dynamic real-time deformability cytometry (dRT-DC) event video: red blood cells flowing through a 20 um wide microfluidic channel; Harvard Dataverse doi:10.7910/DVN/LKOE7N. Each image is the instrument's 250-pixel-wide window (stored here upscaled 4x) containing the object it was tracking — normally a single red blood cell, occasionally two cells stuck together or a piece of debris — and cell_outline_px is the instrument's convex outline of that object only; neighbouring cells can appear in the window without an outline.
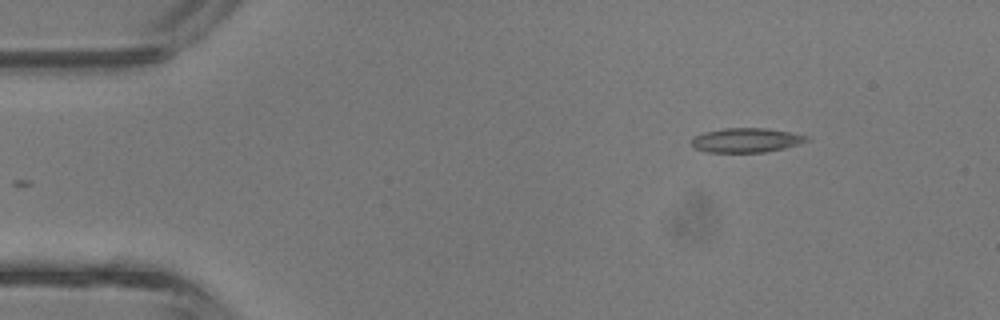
{"species": "common noctule bat (a hibernating species)", "species_latin": "Nyctalus noctula", "temperature_condition": "room temperature", "stored_images_in_passage": 3, "camera_frame_rate_fps": 3000, "um_per_image_px": 0.085, "animal": {"sex": "male", "body_mass_g": 13.3}, "frame": {"image": 1, "passage_image": 3, "time_ms": 0.667, "image_size_px": [1000, 320], "cell_outline_px": [[808, 140], [800, 144], [784, 148], [764, 152], [708, 152], [696, 148], [692, 144], [692, 140], [696, 136], [704, 132], [724, 128], [768, 128], [808, 136]], "centroid_in_image_um": [63.45, 11.91], "position_along_channel_um": 21.6, "area_um2": 16.13}}